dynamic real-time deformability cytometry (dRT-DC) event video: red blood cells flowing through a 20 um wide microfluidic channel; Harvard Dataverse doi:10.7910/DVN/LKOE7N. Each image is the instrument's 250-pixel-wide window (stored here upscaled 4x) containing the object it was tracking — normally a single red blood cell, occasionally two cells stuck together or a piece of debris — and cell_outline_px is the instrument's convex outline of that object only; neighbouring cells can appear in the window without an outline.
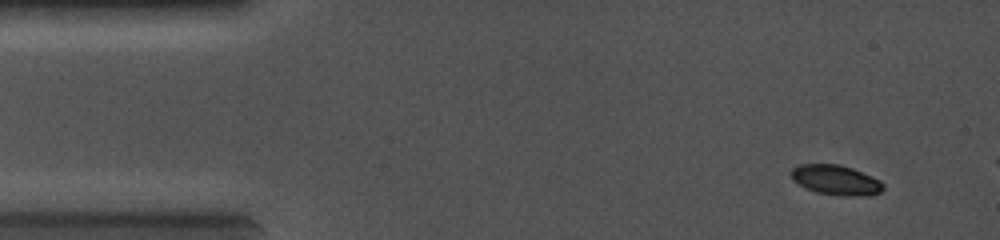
{"species": "common noctule bat (a hibernating species)", "species_latin": "Nyctalus noctula", "temperature_condition": "cold", "stored_images_in_passage": 5, "camera_frame_rate_fps": 5000, "um_per_image_px": 0.085, "animal": {"sex": "female", "body_mass_g": 19.0, "forearm_length_mm": 56.7}, "frame": {"image": 1, "passage_image": 2, "time_ms": 0.6, "image_size_px": [1000, 240], "cell_outline_px": [[884, 188], [880, 192], [868, 196], [840, 196], [816, 192], [804, 188], [792, 180], [792, 168], [800, 164], [840, 164], [852, 168], [872, 176], [880, 180], [884, 184]], "centroid_in_image_um": [71.06, 15.31], "position_along_channel_um": 13.9, "area_um2": 16.24}}